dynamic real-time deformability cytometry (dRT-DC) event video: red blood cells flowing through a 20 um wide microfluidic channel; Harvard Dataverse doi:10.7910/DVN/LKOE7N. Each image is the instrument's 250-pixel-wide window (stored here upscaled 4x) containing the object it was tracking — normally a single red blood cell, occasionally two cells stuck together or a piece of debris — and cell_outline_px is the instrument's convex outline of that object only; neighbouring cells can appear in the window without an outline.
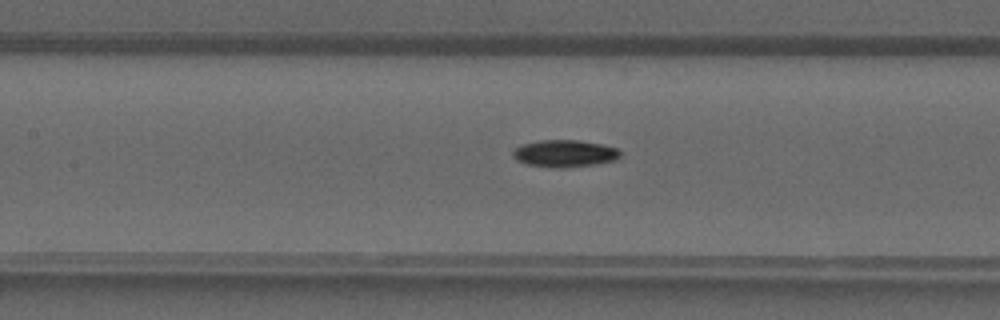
{"species": "common noctule bat (a hibernating species)", "species_latin": "Nyctalus noctula", "temperature_condition": "warm", "stored_images_in_passage": 41, "camera_frame_rate_fps": 3000, "um_per_image_px": 0.085, "animal": {"sex": "male", "forearm_length_mm": 52.5}, "frame": {"image": 1, "passage_image": 19, "time_ms": 6.0, "image_size_px": [1000, 320], "cell_outline_px": [[620, 156], [616, 160], [596, 164], [564, 168], [556, 168], [528, 164], [516, 160], [512, 156], [512, 152], [516, 148], [524, 144], [540, 140], [580, 140], [604, 144], [616, 148], [620, 152]], "centroid_in_image_um": [48.02, 13.04], "position_along_channel_um": 159.4, "area_um2": 16.99}}
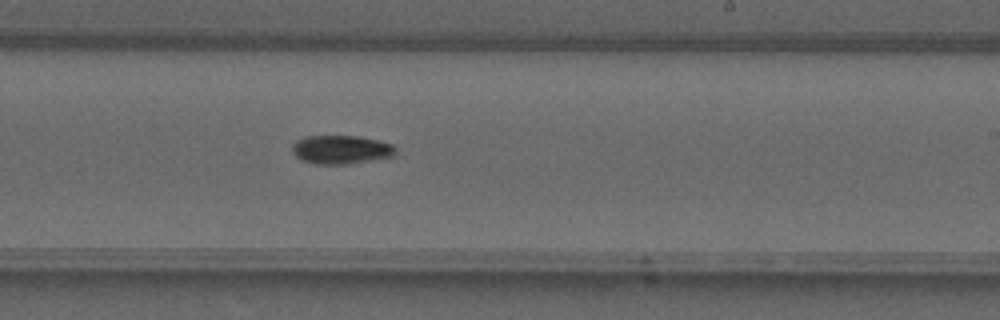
{"frame": {"image": 2, "passage_image": 25, "time_ms": 8.0, "image_size_px": [1000, 320], "cell_outline_px": [[396, 152], [392, 156], [348, 164], [316, 164], [300, 160], [292, 152], [292, 144], [296, 140], [308, 136], [356, 136], [376, 140], [392, 144], [396, 148]], "centroid_in_image_um": [28.95, 12.72], "position_along_channel_um": 260.1, "area_um2": 17.17}}
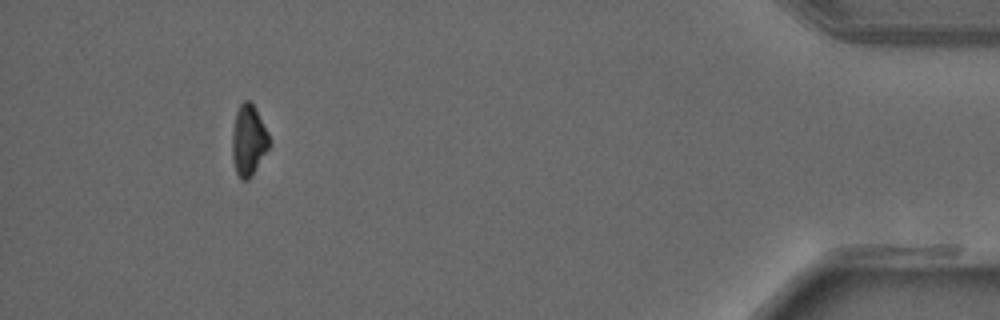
{"frame": {"image": 3, "passage_image": 38, "time_ms": 12.333, "image_size_px": [1000, 320], "cell_outline_px": [[272, 144], [252, 176], [248, 180], [240, 180], [236, 172], [232, 160], [232, 132], [236, 112], [240, 104], [244, 100], [248, 100], [256, 108], [268, 132]], "centroid_in_image_um": [21.14, 11.95], "position_along_channel_um": 414.1, "area_um2": 15.66}}